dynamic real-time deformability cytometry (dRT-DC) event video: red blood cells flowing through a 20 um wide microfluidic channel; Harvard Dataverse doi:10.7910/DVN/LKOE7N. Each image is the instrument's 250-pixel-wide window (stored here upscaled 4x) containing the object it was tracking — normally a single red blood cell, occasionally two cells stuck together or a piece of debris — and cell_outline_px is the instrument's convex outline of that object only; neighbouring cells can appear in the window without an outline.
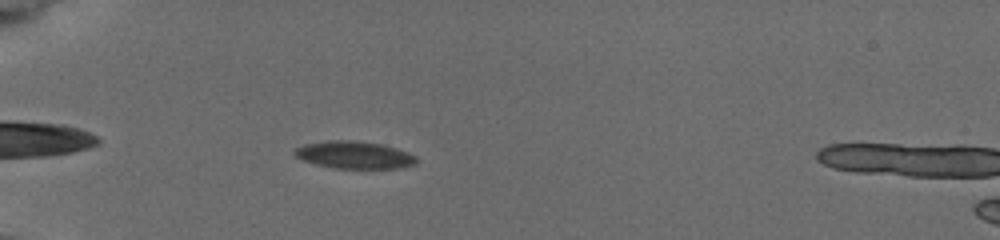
{"species": "common noctule bat (a hibernating species)", "species_latin": "Nyctalus noctula", "temperature_condition": "cold", "stored_images_in_passage": 43, "camera_frame_rate_fps": 3000, "um_per_image_px": 0.085, "animal": {"sex": "female", "body_mass_g": 19.5, "forearm_length_mm": 54.1}, "frame": {"image": 1, "passage_image": 5, "time_ms": 1.333, "image_size_px": [1000, 240], "cell_outline_px": [[416, 164], [396, 168], [332, 168], [316, 164], [304, 160], [296, 156], [292, 152], [296, 148], [304, 144], [328, 140], [352, 140], [380, 144], [396, 148], [416, 156]], "centroid_in_image_um": [30.08, 13.16], "position_along_channel_um": 54.9, "area_um2": 19.25}}
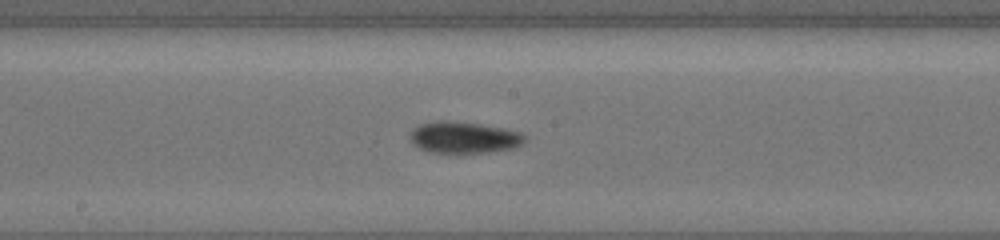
{"frame": {"image": 2, "passage_image": 19, "time_ms": 6.0, "image_size_px": [1000, 240], "cell_outline_px": [[524, 140], [520, 144], [512, 148], [488, 152], [428, 152], [412, 144], [408, 136], [408, 132], [412, 128], [420, 124], [436, 120], [448, 120], [480, 124], [504, 128], [520, 132], [524, 136]], "centroid_in_image_um": [39.34, 11.66], "position_along_channel_um": 208.9, "area_um2": 21.1}}
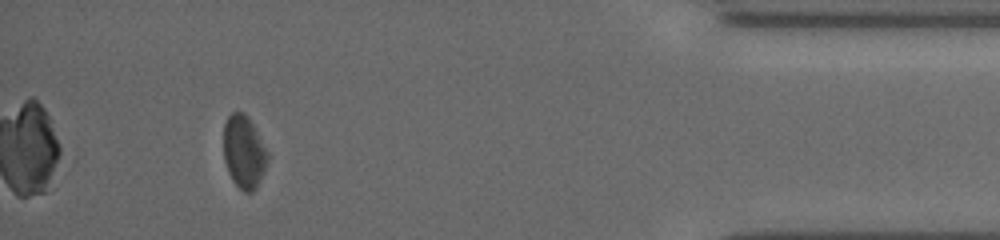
{"frame": {"image": 3, "passage_image": 39, "time_ms": 12.667, "image_size_px": [1000, 240], "cell_outline_px": [[268, 160], [260, 180], [256, 188], [252, 192], [244, 192], [232, 180], [228, 172], [224, 160], [224, 124], [228, 116], [232, 112], [244, 112], [248, 116], [268, 152]], "centroid_in_image_um": [20.73, 12.91], "position_along_channel_um": 414.5, "area_um2": 18.61}, "authors_computed_cell_mechanics": {"area_um2": 19.7098, "velocity_mm_per_s": 3.7668, "shape_relaxation_time_tau1_ms": 1.994, "shape_relaxation_time_tau2_ms": null, "deformation_change_tau1": 0.0901, "deformation_change_tau2": null}}